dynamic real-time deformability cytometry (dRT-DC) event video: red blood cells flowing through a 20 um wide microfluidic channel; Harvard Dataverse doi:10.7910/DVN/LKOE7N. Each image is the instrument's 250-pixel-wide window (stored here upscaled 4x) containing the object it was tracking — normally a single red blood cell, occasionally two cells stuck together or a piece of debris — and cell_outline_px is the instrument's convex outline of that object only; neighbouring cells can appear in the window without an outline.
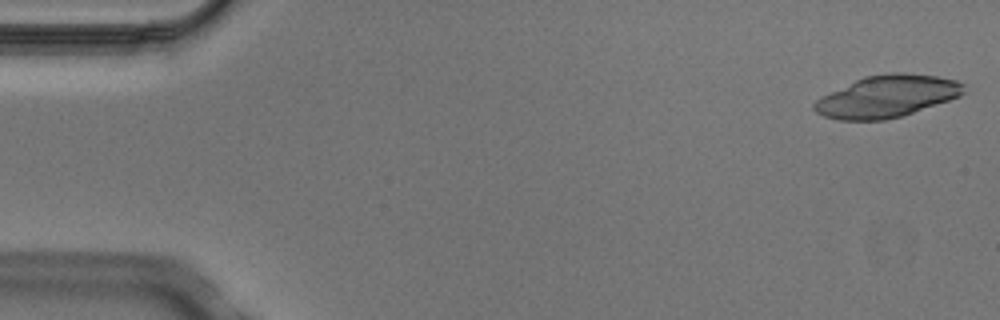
{"species": "Egyptian fruit bat (a non-hibernating species)", "species_latin": "Rousettus aegyptiacus", "temperature_condition": "cold", "stored_images_in_passage": 4, "camera_frame_rate_fps": 3000, "um_per_image_px": 0.085, "animal": {"sex": "male"}, "frame": {"image": 1, "passage_image": 1, "time_ms": 0.0, "image_size_px": [1000, 320], "cell_outline_px": [[964, 92], [960, 96], [900, 116], [884, 120], [840, 120], [824, 116], [816, 112], [812, 108], [812, 104], [816, 100], [864, 76], [892, 72], [900, 72], [936, 76], [956, 80], [964, 84]], "centroid_in_image_um": [75.39, 8.19], "position_along_channel_um": 9.6, "area_um2": 36.01}}